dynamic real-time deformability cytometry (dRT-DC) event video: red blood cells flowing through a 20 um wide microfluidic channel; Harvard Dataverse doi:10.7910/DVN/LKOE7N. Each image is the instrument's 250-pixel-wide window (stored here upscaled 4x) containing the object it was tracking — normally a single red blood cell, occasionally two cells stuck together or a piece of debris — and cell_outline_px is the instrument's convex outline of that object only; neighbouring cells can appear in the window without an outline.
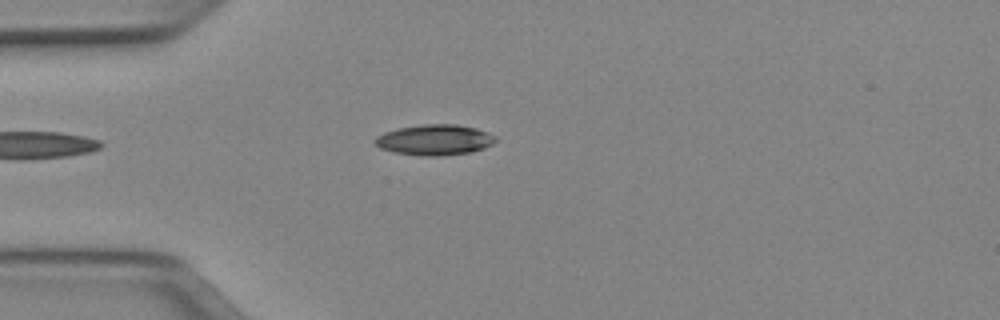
{"species": "Egyptian fruit bat (a non-hibernating species)", "species_latin": "Rousettus aegyptiacus", "temperature_condition": "cold", "stored_images_in_passage": 38, "camera_frame_rate_fps": 3000, "um_per_image_px": 0.085, "animal": {"sex": "female"}, "frame": {"image": 1, "passage_image": 1, "time_ms": 0.0, "image_size_px": [1000, 320], "cell_outline_px": [[496, 140], [492, 144], [484, 148], [472, 152], [440, 156], [420, 156], [392, 152], [380, 148], [372, 140], [376, 136], [384, 132], [396, 128], [424, 124], [456, 124], [476, 128], [488, 132], [496, 136]], "centroid_in_image_um": [36.92, 11.89], "position_along_channel_um": 48.1, "area_um2": 21.79}}
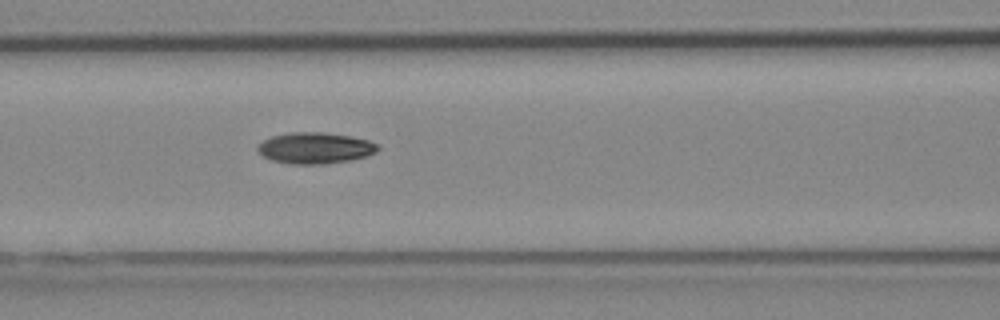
{"frame": {"image": 2, "passage_image": 9, "time_ms": 2.667, "image_size_px": [1000, 320], "cell_outline_px": [[380, 148], [376, 152], [368, 156], [352, 160], [324, 164], [288, 164], [272, 160], [264, 156], [256, 148], [264, 140], [272, 136], [292, 132], [324, 132], [348, 136], [368, 140], [376, 144]], "centroid_in_image_um": [26.81, 12.59], "position_along_channel_um": 139.8, "area_um2": 21.79}}
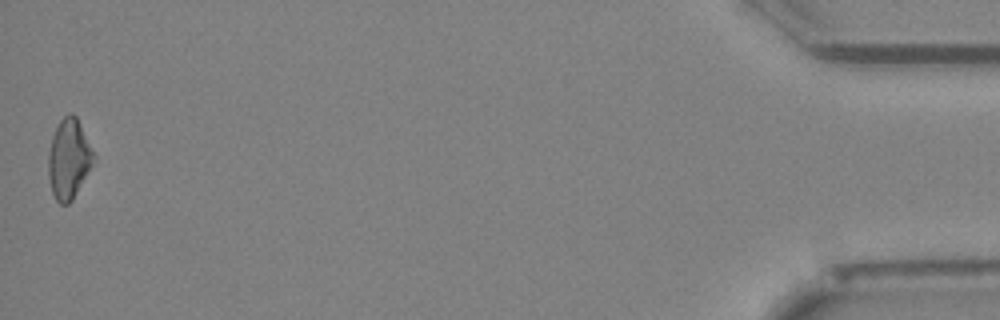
{"frame": {"image": 3, "passage_image": 38, "time_ms": 12.333, "image_size_px": [1000, 320], "cell_outline_px": [[96, 156], [92, 164], [72, 200], [68, 204], [60, 204], [56, 200], [52, 192], [48, 176], [48, 152], [52, 136], [60, 120], [68, 112], [72, 112], [76, 116]], "centroid_in_image_um": [5.83, 13.49], "position_along_channel_um": 429.4, "area_um2": 20.92}, "authors_computed_cell_mechanics": {"area_um2": 21.1548, "velocity_mm_per_s": 3.9652, "shape_relaxation_time_tau1_ms": 2.8578, "shape_relaxation_time_tau2_ms": 10.911, "deformation_change_tau1": 0.1434, "deformation_change_tau2": 0.1912}}